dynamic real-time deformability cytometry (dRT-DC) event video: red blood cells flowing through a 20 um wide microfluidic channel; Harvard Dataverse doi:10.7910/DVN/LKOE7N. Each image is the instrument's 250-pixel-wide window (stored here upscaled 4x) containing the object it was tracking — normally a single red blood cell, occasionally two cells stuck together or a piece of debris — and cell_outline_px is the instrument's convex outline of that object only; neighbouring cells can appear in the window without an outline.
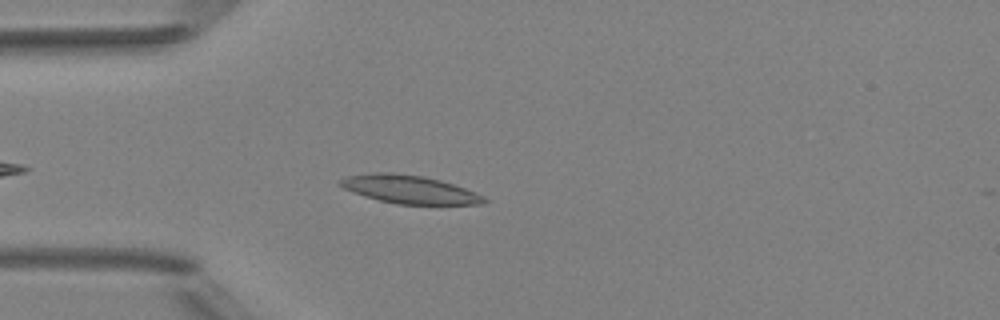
{"species": "Egyptian fruit bat (a non-hibernating species)", "species_latin": "Rousettus aegyptiacus", "temperature_condition": "room temperature", "stored_images_in_passage": 5, "camera_frame_rate_fps": 3000, "um_per_image_px": 0.085, "animal": {"sex": "female"}, "frame": {"image": 1, "passage_image": 5, "time_ms": 4.333, "image_size_px": [1000, 320], "cell_outline_px": [[488, 200], [484, 204], [396, 204], [364, 196], [352, 192], [336, 184], [336, 180], [348, 176], [372, 172], [392, 172], [424, 176], [440, 180], [476, 192], [484, 196]], "centroid_in_image_um": [34.76, 16.09], "position_along_channel_um": 50.2, "area_um2": 23.76}}